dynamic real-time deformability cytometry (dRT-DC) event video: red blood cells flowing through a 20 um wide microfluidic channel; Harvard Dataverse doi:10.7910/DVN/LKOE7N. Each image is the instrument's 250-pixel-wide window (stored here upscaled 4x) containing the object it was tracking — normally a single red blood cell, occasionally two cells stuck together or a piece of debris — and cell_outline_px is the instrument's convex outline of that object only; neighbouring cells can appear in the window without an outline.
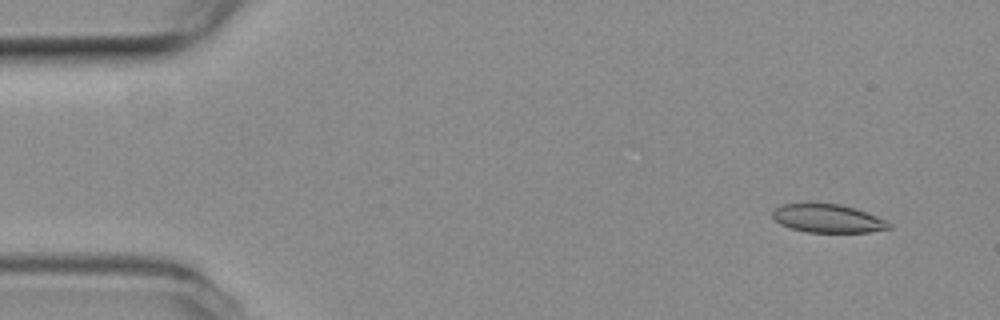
{"species": "common noctule bat (a hibernating species)", "species_latin": "Nyctalus noctula", "temperature_condition": "room temperature", "stored_images_in_passage": 5, "camera_frame_rate_fps": 3000, "um_per_image_px": 0.085, "animal": {"sex": "female", "body_mass_g": 19.3, "forearm_length_mm": 54.1}, "frame": {"image": 1, "passage_image": 2, "time_ms": 0.333, "image_size_px": [1000, 320], "cell_outline_px": [[892, 228], [868, 232], [808, 232], [792, 228], [780, 224], [772, 216], [772, 212], [776, 208], [784, 204], [808, 200], [840, 204], [856, 208], [876, 216], [892, 224]], "centroid_in_image_um": [70.33, 18.52], "position_along_channel_um": 14.7, "area_um2": 19.77}}
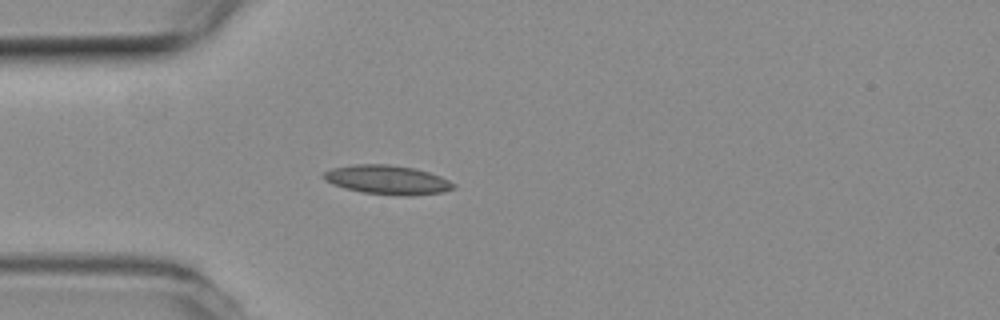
{"frame": {"image": 2, "passage_image": 5, "time_ms": 1.333, "image_size_px": [1000, 320], "cell_outline_px": [[456, 188], [440, 192], [408, 196], [364, 192], [344, 188], [332, 184], [324, 180], [320, 176], [324, 172], [332, 168], [352, 164], [388, 164], [416, 168], [440, 176], [456, 184]], "centroid_in_image_um": [32.9, 15.27], "position_along_channel_um": 52.1, "area_um2": 22.02}}